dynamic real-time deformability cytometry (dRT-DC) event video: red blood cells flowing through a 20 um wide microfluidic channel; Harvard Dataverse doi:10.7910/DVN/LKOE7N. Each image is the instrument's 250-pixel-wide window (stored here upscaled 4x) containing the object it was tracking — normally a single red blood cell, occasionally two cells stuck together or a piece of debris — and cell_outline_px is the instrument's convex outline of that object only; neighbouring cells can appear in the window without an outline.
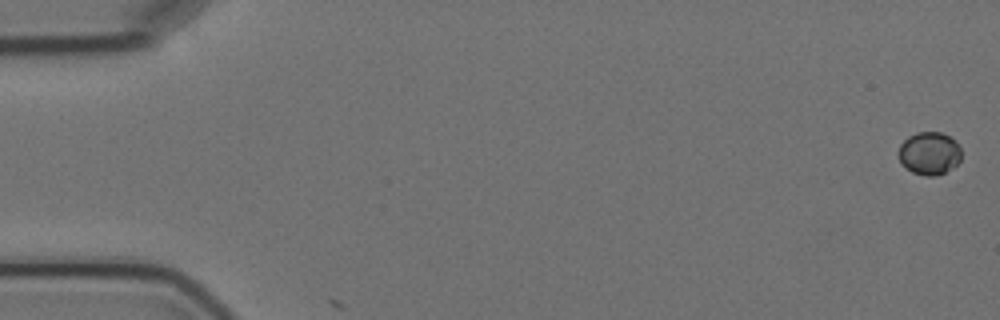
{"species": "Egyptian fruit bat (a non-hibernating species)", "species_latin": "Rousettus aegyptiacus", "temperature_condition": "cold", "stored_images_in_passage": 2, "camera_frame_rate_fps": 3000, "um_per_image_px": 0.085, "animal": {"sex": "female"}, "frame": {"image": 1, "passage_image": 1, "time_ms": 0.0, "image_size_px": [1000, 320], "cell_outline_px": [[960, 160], [952, 168], [936, 176], [924, 176], [912, 172], [900, 164], [896, 152], [900, 144], [908, 136], [916, 132], [940, 132], [956, 140], [960, 148]], "centroid_in_image_um": [78.94, 13.03], "position_along_channel_um": 6.1, "area_um2": 15.95}}